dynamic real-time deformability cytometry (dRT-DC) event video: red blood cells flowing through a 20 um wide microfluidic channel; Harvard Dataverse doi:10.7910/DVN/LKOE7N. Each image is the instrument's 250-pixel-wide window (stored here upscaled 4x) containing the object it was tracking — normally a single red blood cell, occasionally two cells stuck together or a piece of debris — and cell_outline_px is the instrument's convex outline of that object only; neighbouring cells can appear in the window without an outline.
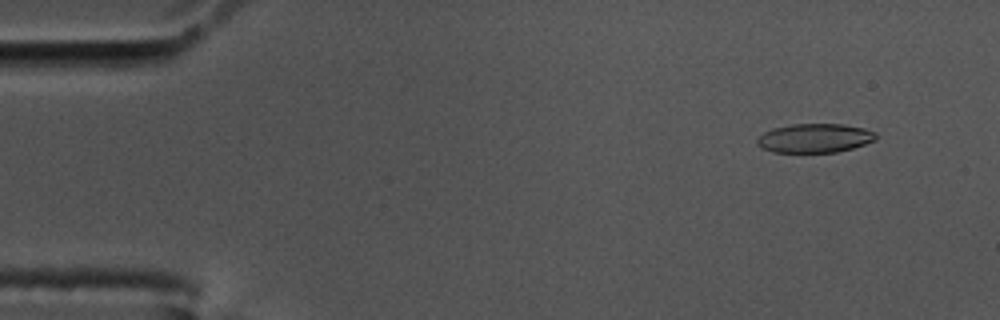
{"species": "common noctule bat (a hibernating species)", "species_latin": "Nyctalus noctula", "temperature_condition": "cold", "stored_images_in_passage": 58, "camera_frame_rate_fps": 3000, "um_per_image_px": 0.085, "animal": {"sex": "male", "body_mass_g": 17.5, "forearm_length_mm": 52.3}, "frame": {"image": 1, "passage_image": 5, "time_ms": 1.333, "image_size_px": [1000, 320], "cell_outline_px": [[876, 140], [852, 148], [836, 152], [772, 152], [760, 148], [756, 144], [756, 140], [764, 132], [772, 128], [792, 124], [844, 124], [864, 128], [876, 132]], "centroid_in_image_um": [69.23, 11.74], "position_along_channel_um": 15.8, "area_um2": 20.17}}
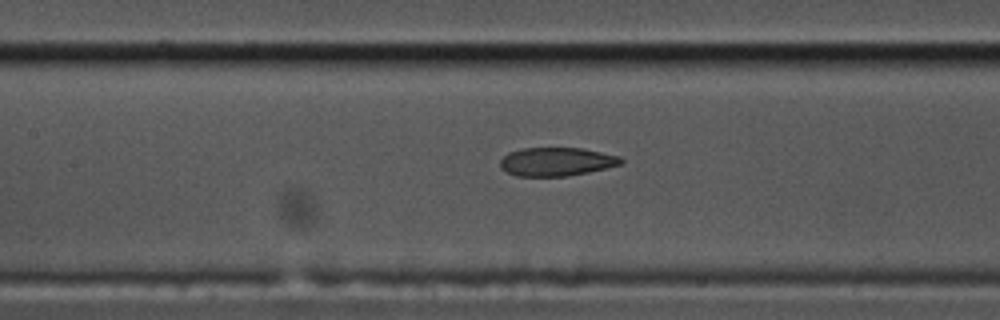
{"frame": {"image": 2, "passage_image": 26, "time_ms": 8.333, "image_size_px": [1000, 320], "cell_outline_px": [[624, 160], [620, 164], [588, 172], [568, 176], [516, 176], [500, 168], [500, 160], [508, 152], [520, 148], [580, 148], [620, 156]], "centroid_in_image_um": [47.26, 13.74], "position_along_channel_um": 160.1, "area_um2": 20.0}}
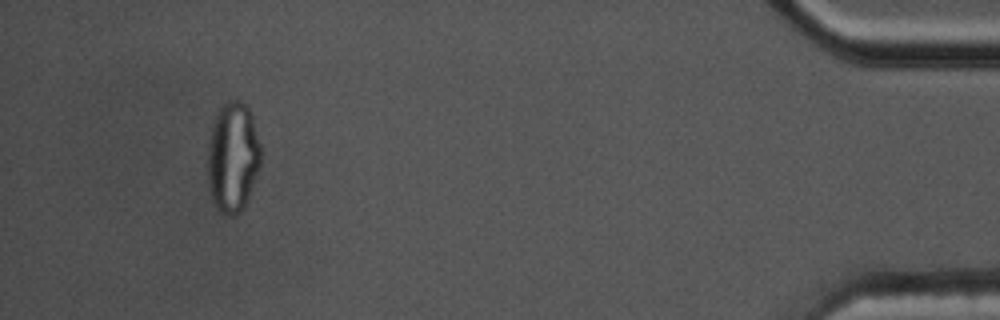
{"frame": {"image": 3, "passage_image": 54, "time_ms": 17.667, "image_size_px": [1000, 320], "cell_outline_px": [[260, 168], [248, 200], [244, 208], [236, 216], [228, 216], [220, 212], [212, 204], [208, 184], [208, 144], [216, 112], [220, 104], [228, 100], [240, 100], [252, 112], [260, 144]], "centroid_in_image_um": [19.79, 13.38], "position_along_channel_um": 415.4, "area_um2": 34.91}, "authors_computed_cell_mechanics": {"area_um2": 21.6172, "velocity_mm_per_s": 3.4717, "shape_relaxation_time_tau1_ms": null, "shape_relaxation_time_tau2_ms": 2.9602, "deformation_change_tau1": null, "deformation_change_tau2": 0.0826}}